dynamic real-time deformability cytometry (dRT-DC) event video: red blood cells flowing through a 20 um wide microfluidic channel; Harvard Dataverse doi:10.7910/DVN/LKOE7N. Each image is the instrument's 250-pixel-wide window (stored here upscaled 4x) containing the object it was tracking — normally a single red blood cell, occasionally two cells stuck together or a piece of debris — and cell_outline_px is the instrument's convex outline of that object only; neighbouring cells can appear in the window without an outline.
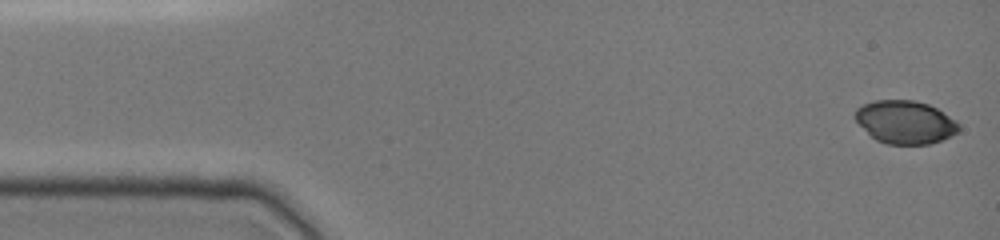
{"species": "common noctule bat (a hibernating species)", "species_latin": "Nyctalus noctula", "temperature_condition": "cold", "stored_images_in_passage": 47, "camera_frame_rate_fps": 3000, "um_per_image_px": 0.085, "animal": {"sex": "female", "body_mass_g": 19.0, "forearm_length_mm": 51.5}, "frame": {"image": 1, "passage_image": 1, "time_ms": 0.0, "image_size_px": [1000, 240], "cell_outline_px": [[960, 132], [952, 136], [928, 144], [888, 144], [876, 140], [856, 120], [856, 108], [872, 100], [916, 100], [928, 104], [936, 108], [956, 120], [960, 124]], "centroid_in_image_um": [76.99, 10.37], "position_along_channel_um": 8.0, "area_um2": 25.95}}
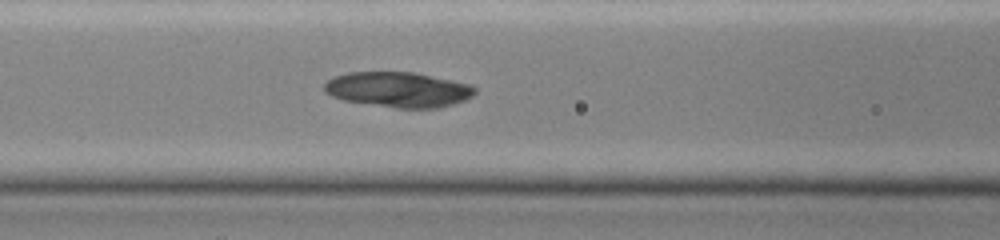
{"frame": {"image": 2, "passage_image": 19, "time_ms": 6.0, "image_size_px": [1000, 240], "cell_outline_px": [[476, 92], [472, 96], [464, 100], [452, 104], [436, 108], [396, 108], [344, 100], [332, 96], [324, 92], [324, 84], [332, 76], [348, 72], [412, 72], [472, 84], [476, 88]], "centroid_in_image_um": [33.84, 7.61], "position_along_channel_um": 132.8, "area_um2": 30.92}}
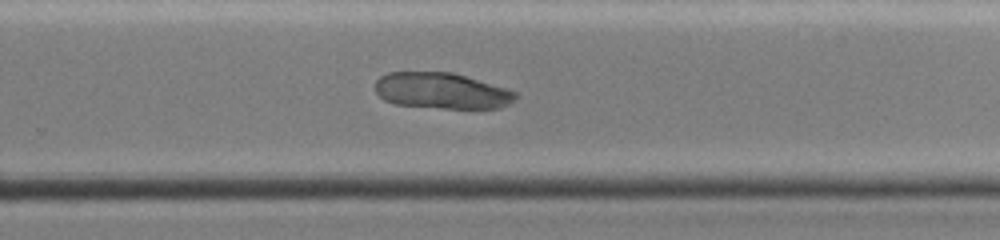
{"frame": {"image": 3, "passage_image": 31, "time_ms": 10.0, "image_size_px": [1000, 240], "cell_outline_px": [[516, 100], [500, 108], [444, 108], [396, 104], [384, 100], [376, 92], [376, 80], [380, 76], [388, 72], [452, 72], [504, 88], [516, 92]], "centroid_in_image_um": [37.52, 7.71], "position_along_channel_um": 292.3, "area_um2": 29.19}}